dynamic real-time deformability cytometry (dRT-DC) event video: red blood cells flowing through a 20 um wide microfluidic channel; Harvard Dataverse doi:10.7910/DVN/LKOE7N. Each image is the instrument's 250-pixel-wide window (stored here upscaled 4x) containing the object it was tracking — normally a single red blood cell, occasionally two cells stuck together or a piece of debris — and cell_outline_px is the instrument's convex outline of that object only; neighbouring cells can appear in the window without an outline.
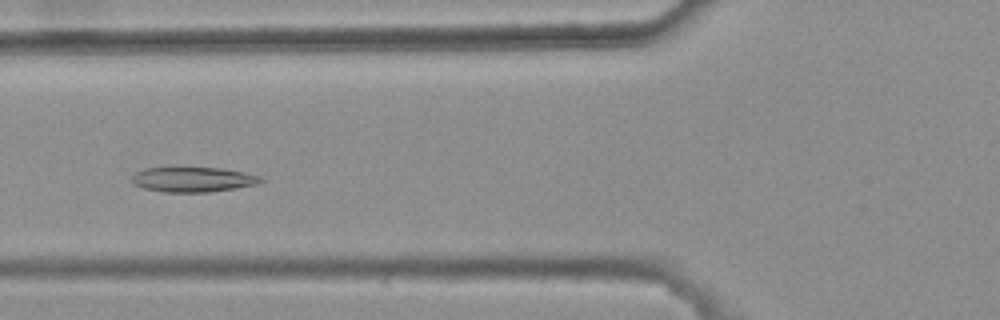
{"species": "common noctule bat (a hibernating species)", "species_latin": "Nyctalus noctula", "temperature_condition": "warm", "stored_images_in_passage": 7, "camera_frame_rate_fps": 3000, "um_per_image_px": 0.085, "animal": {"sex": "female", "body_mass_g": 25.1}, "frame": {"image": 1, "passage_image": 4, "time_ms": 1.0, "image_size_px": [1000, 320], "cell_outline_px": [[264, 180], [260, 184], [236, 188], [208, 192], [164, 192], [144, 188], [132, 184], [132, 176], [136, 172], [144, 168], [220, 168], [244, 172], [260, 176]], "centroid_in_image_um": [16.42, 15.26], "position_along_channel_um": 109.4, "area_um2": 18.73}}
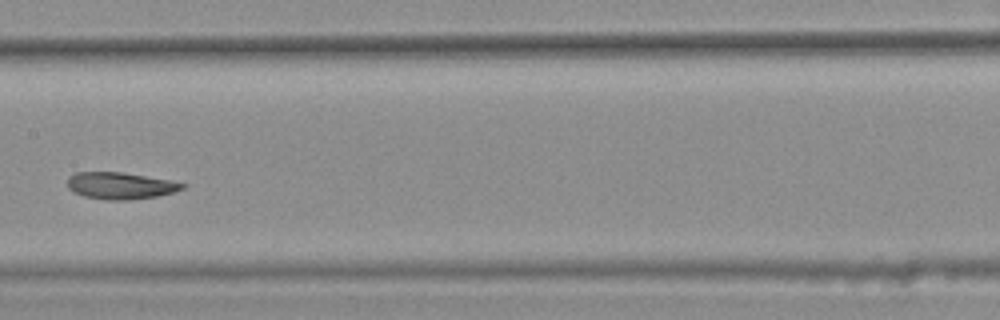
{"frame": {"image": 2, "passage_image": 6, "time_ms": 1.667, "image_size_px": [1000, 320], "cell_outline_px": [[188, 184], [184, 188], [172, 192], [156, 196], [128, 200], [104, 200], [84, 196], [72, 192], [68, 188], [68, 176], [76, 172], [120, 172], [168, 180]], "centroid_in_image_um": [10.18, 15.79], "position_along_channel_um": 197.2, "area_um2": 17.86}}
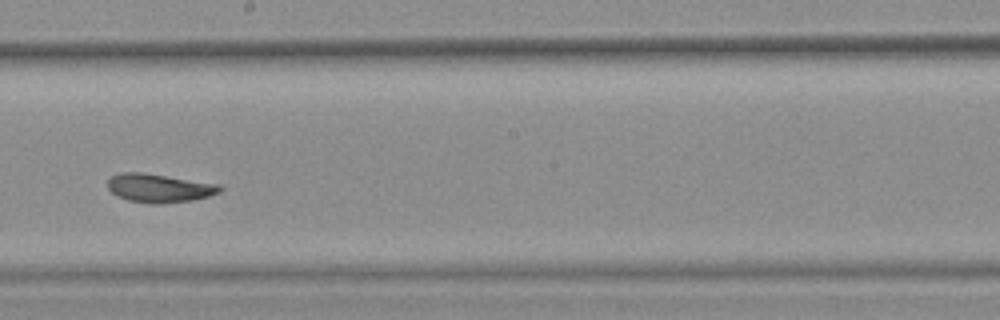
{"frame": {"image": 3, "passage_image": 7, "time_ms": 2.0, "image_size_px": [1000, 320], "cell_outline_px": [[224, 188], [220, 192], [208, 196], [192, 200], [160, 204], [152, 204], [128, 200], [116, 196], [108, 188], [108, 180], [112, 176], [120, 172], [140, 172], [220, 184]], "centroid_in_image_um": [13.53, 15.99], "position_along_channel_um": 234.7, "area_um2": 18.67}}